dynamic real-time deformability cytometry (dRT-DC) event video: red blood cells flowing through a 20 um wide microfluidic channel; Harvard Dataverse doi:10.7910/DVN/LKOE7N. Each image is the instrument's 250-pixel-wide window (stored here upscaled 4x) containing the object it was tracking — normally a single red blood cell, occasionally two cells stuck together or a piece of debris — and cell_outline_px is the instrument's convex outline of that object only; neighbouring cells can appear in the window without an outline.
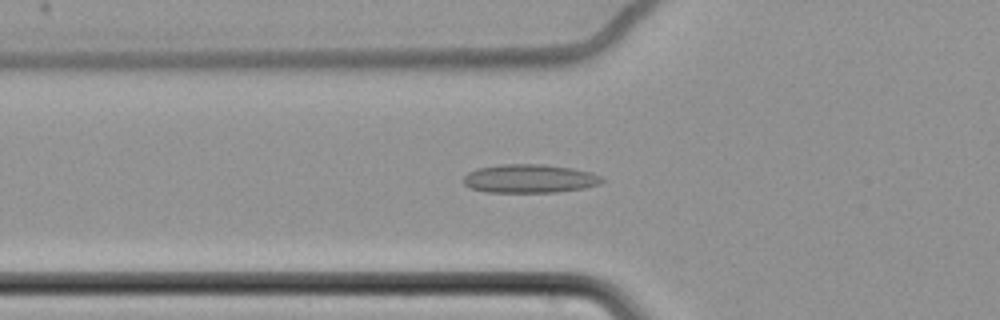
{"species": "common noctule bat (a hibernating species)", "species_latin": "Nyctalus noctula", "temperature_condition": "cold", "stored_images_in_passage": 64, "camera_frame_rate_fps": 3000, "um_per_image_px": 0.085, "animal": {"sex": "female", "body_mass_g": 22.7, "forearm_length_mm": 54.2}, "frame": {"image": 1, "passage_image": 26, "time_ms": 8.333, "image_size_px": [1000, 320], "cell_outline_px": [[604, 180], [600, 184], [584, 188], [556, 192], [484, 192], [468, 188], [464, 184], [464, 176], [468, 172], [476, 168], [500, 164], [544, 164], [572, 168], [592, 172], [600, 176]], "centroid_in_image_um": [44.99, 15.18], "position_along_channel_um": 80.8, "area_um2": 23.29}}
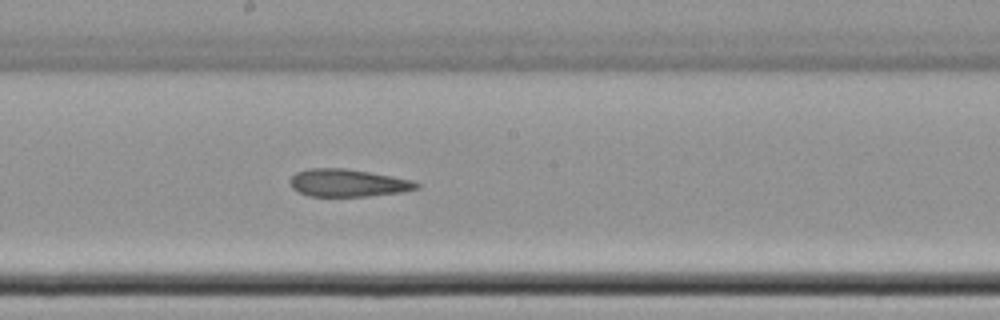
{"frame": {"image": 2, "passage_image": 38, "time_ms": 12.333, "image_size_px": [1000, 320], "cell_outline_px": [[420, 188], [400, 192], [368, 196], [308, 196], [292, 188], [288, 184], [288, 180], [296, 172], [308, 168], [344, 168], [368, 172], [412, 180], [420, 184]], "centroid_in_image_um": [29.52, 15.55], "position_along_channel_um": 218.7, "area_um2": 20.29}}
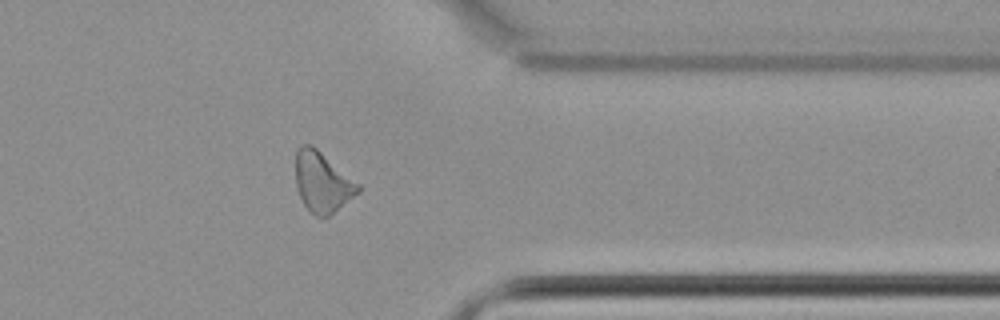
{"frame": {"image": 3, "passage_image": 53, "time_ms": 17.333, "image_size_px": [1000, 320], "cell_outline_px": [[360, 192], [324, 220], [316, 216], [304, 204], [296, 188], [296, 152], [300, 144], [312, 144], [360, 184]], "centroid_in_image_um": [27.41, 15.48], "position_along_channel_um": 384.0, "area_um2": 22.08}, "authors_computed_cell_mechanics": {"area_um2": 22.5131, "velocity_mm_per_s": 3.4631, "shape_relaxation_time_tau1_ms": null, "shape_relaxation_time_tau2_ms": 4.3575, "deformation_change_tau1": null, "deformation_change_tau2": 0.1104}}